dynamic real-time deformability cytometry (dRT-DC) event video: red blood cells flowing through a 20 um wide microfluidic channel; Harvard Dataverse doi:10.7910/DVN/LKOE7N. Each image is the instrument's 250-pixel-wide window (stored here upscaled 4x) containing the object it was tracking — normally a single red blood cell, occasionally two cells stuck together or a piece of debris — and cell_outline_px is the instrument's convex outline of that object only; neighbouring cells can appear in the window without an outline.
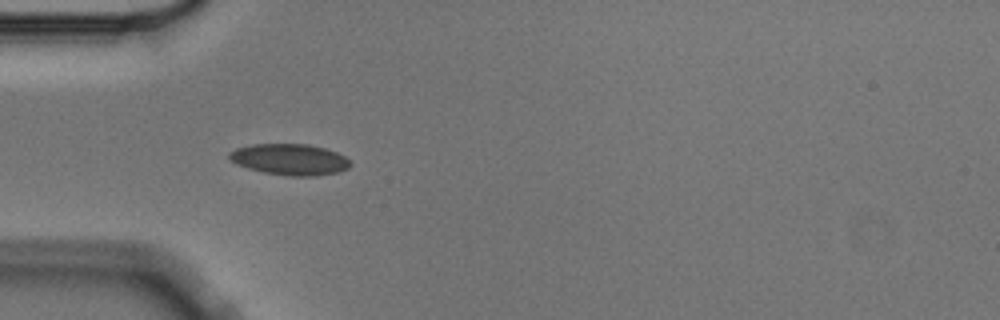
{"species": "Egyptian fruit bat (a non-hibernating species)", "species_latin": "Rousettus aegyptiacus", "temperature_condition": "cold", "stored_images_in_passage": 8, "camera_frame_rate_fps": 3000, "um_per_image_px": 0.085, "animal": {"sex": "male"}, "frame": {"image": 1, "passage_image": 5, "time_ms": 1.333, "image_size_px": [1000, 320], "cell_outline_px": [[352, 164], [348, 168], [336, 172], [312, 176], [288, 176], [264, 172], [248, 168], [236, 164], [228, 160], [228, 152], [236, 148], [252, 144], [308, 144], [324, 148], [336, 152], [344, 156]], "centroid_in_image_um": [24.58, 13.55], "position_along_channel_um": 60.4, "area_um2": 21.96}}
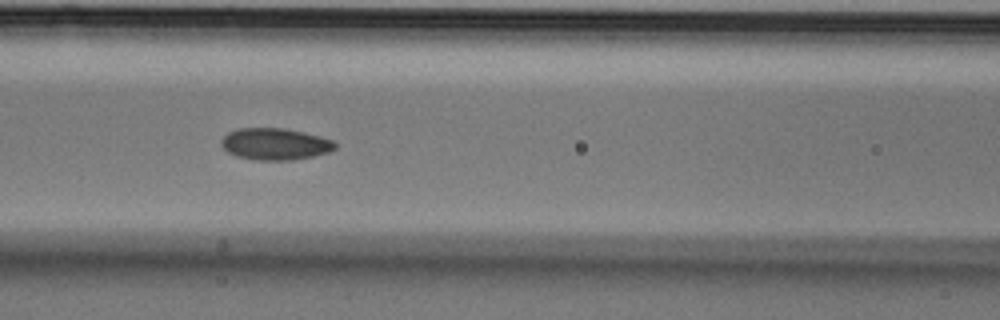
{"frame": {"image": 2, "passage_image": 7, "time_ms": 2.0, "image_size_px": [1000, 320], "cell_outline_px": [[336, 148], [328, 152], [312, 156], [292, 160], [256, 160], [236, 156], [228, 152], [220, 144], [220, 140], [228, 132], [236, 128], [284, 128], [304, 132], [320, 136], [332, 140], [336, 144]], "centroid_in_image_um": [23.35, 12.23], "position_along_channel_um": 143.2, "area_um2": 21.1}}
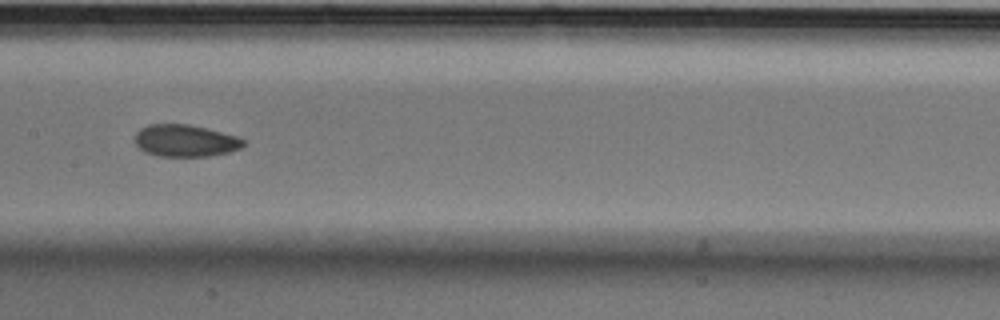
{"frame": {"image": 3, "passage_image": 8, "time_ms": 2.333, "image_size_px": [1000, 320], "cell_outline_px": [[244, 144], [240, 148], [228, 152], [208, 156], [156, 156], [144, 152], [136, 144], [136, 132], [140, 128], [148, 124], [188, 124], [236, 136], [244, 140]], "centroid_in_image_um": [15.7, 11.96], "position_along_channel_um": 191.7, "area_um2": 20.06}}